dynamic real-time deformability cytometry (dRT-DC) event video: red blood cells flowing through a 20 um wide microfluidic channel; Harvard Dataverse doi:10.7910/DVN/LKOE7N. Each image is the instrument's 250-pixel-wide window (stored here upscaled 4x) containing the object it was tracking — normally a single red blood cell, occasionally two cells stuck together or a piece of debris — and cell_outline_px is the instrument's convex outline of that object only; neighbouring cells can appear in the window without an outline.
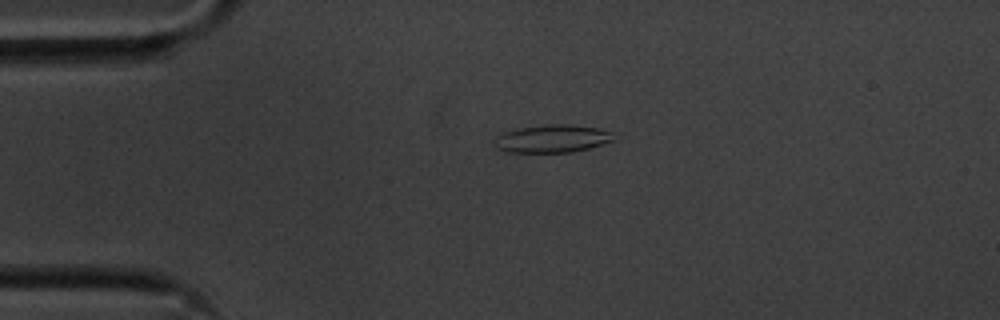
{"species": "common noctule bat (a hibernating species)", "species_latin": "Nyctalus noctula", "temperature_condition": "cold", "stored_images_in_passage": 48, "camera_frame_rate_fps": 3000, "um_per_image_px": 0.085, "animal": {"sex": "male", "body_mass_g": 20.1, "forearm_length_mm": 53.5}, "frame": {"image": 1, "passage_image": 5, "time_ms": 1.333, "image_size_px": [1000, 320], "cell_outline_px": [[616, 140], [588, 148], [572, 152], [508, 152], [496, 148], [496, 136], [504, 132], [520, 128], [548, 124], [572, 124], [600, 128], [612, 132]], "centroid_in_image_um": [46.99, 11.78], "position_along_channel_um": 38.0, "area_um2": 19.31}}
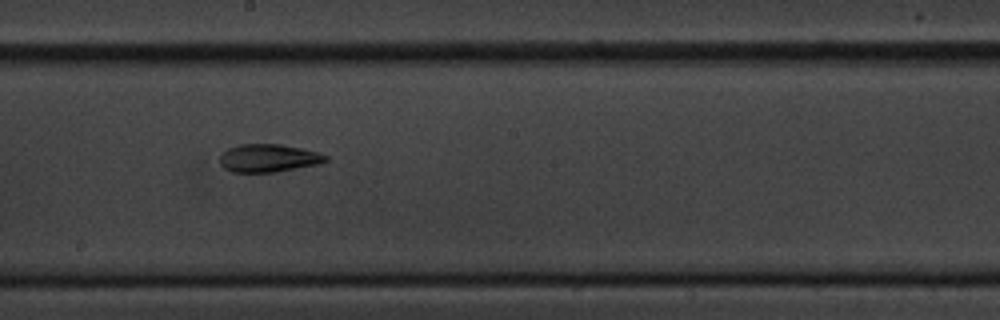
{"frame": {"image": 2, "passage_image": 23, "time_ms": 7.333, "image_size_px": [1000, 320], "cell_outline_px": [[328, 160], [320, 164], [276, 172], [232, 172], [224, 168], [220, 164], [220, 156], [228, 148], [240, 144], [280, 144], [300, 148], [316, 152], [328, 156]], "centroid_in_image_um": [22.82, 13.44], "position_along_channel_um": 225.4, "area_um2": 17.22}}
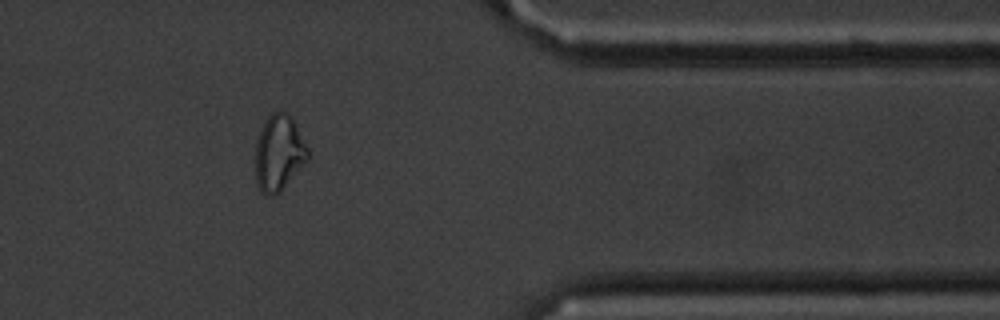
{"frame": {"image": 3, "passage_image": 38, "time_ms": 12.333, "image_size_px": [1000, 320], "cell_outline_px": [[312, 156], [280, 192], [272, 196], [264, 196], [260, 192], [256, 184], [256, 144], [260, 132], [268, 116], [272, 112], [280, 108], [292, 116]], "centroid_in_image_um": [23.73, 13.01], "position_along_channel_um": 387.7, "area_um2": 23.64}, "authors_computed_cell_mechanics": {"area_um2": 18.2359, "velocity_mm_per_s": 3.6085, "shape_relaxation_time_tau1_ms": null, "shape_relaxation_time_tau2_ms": 2.6122, "deformation_change_tau1": null, "deformation_change_tau2": 0.0937}}